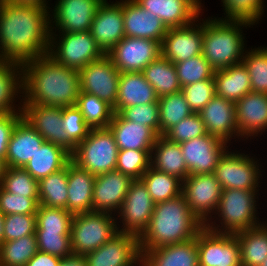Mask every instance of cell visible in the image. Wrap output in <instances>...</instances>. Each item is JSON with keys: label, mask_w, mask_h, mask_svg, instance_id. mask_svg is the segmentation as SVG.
<instances>
[{"label": "cell", "mask_w": 267, "mask_h": 266, "mask_svg": "<svg viewBox=\"0 0 267 266\" xmlns=\"http://www.w3.org/2000/svg\"><path fill=\"white\" fill-rule=\"evenodd\" d=\"M50 7L0 1V59L23 65L47 55Z\"/></svg>", "instance_id": "6da1fadb"}, {"label": "cell", "mask_w": 267, "mask_h": 266, "mask_svg": "<svg viewBox=\"0 0 267 266\" xmlns=\"http://www.w3.org/2000/svg\"><path fill=\"white\" fill-rule=\"evenodd\" d=\"M22 67V104L76 106L81 92L78 70L57 63L48 54L26 62Z\"/></svg>", "instance_id": "7a4b0ae2"}, {"label": "cell", "mask_w": 267, "mask_h": 266, "mask_svg": "<svg viewBox=\"0 0 267 266\" xmlns=\"http://www.w3.org/2000/svg\"><path fill=\"white\" fill-rule=\"evenodd\" d=\"M204 224L190 211L183 194L154 205L150 222L138 238L140 249H154L196 238Z\"/></svg>", "instance_id": "3957f363"}, {"label": "cell", "mask_w": 267, "mask_h": 266, "mask_svg": "<svg viewBox=\"0 0 267 266\" xmlns=\"http://www.w3.org/2000/svg\"><path fill=\"white\" fill-rule=\"evenodd\" d=\"M253 25L243 20L203 19L202 56L215 71L242 62L246 52L242 29Z\"/></svg>", "instance_id": "277c9868"}, {"label": "cell", "mask_w": 267, "mask_h": 266, "mask_svg": "<svg viewBox=\"0 0 267 266\" xmlns=\"http://www.w3.org/2000/svg\"><path fill=\"white\" fill-rule=\"evenodd\" d=\"M259 190L223 189L214 214L221 224L209 220L204 226L218 233L236 234L261 225L256 207ZM211 221V222H210ZM217 226V227H216ZM220 227V228H219Z\"/></svg>", "instance_id": "5b68a950"}, {"label": "cell", "mask_w": 267, "mask_h": 266, "mask_svg": "<svg viewBox=\"0 0 267 266\" xmlns=\"http://www.w3.org/2000/svg\"><path fill=\"white\" fill-rule=\"evenodd\" d=\"M118 147L110 129L94 128L71 154V161L79 168L100 175L116 170Z\"/></svg>", "instance_id": "8992f818"}, {"label": "cell", "mask_w": 267, "mask_h": 266, "mask_svg": "<svg viewBox=\"0 0 267 266\" xmlns=\"http://www.w3.org/2000/svg\"><path fill=\"white\" fill-rule=\"evenodd\" d=\"M113 214L89 211L73 217L70 231L73 254L85 255L112 239L118 230Z\"/></svg>", "instance_id": "52a82bcc"}, {"label": "cell", "mask_w": 267, "mask_h": 266, "mask_svg": "<svg viewBox=\"0 0 267 266\" xmlns=\"http://www.w3.org/2000/svg\"><path fill=\"white\" fill-rule=\"evenodd\" d=\"M48 55L67 68L80 71L90 62L100 59L104 54L97 47L90 31L59 32L58 35L53 30L50 31Z\"/></svg>", "instance_id": "ba28073f"}, {"label": "cell", "mask_w": 267, "mask_h": 266, "mask_svg": "<svg viewBox=\"0 0 267 266\" xmlns=\"http://www.w3.org/2000/svg\"><path fill=\"white\" fill-rule=\"evenodd\" d=\"M237 152H230L228 149L220 157L213 173L216 180L222 190H259V178L262 176L259 166L262 165L255 158Z\"/></svg>", "instance_id": "9c48e42d"}, {"label": "cell", "mask_w": 267, "mask_h": 266, "mask_svg": "<svg viewBox=\"0 0 267 266\" xmlns=\"http://www.w3.org/2000/svg\"><path fill=\"white\" fill-rule=\"evenodd\" d=\"M221 191L220 183L214 174H191L182 181V194L188 207L204 225L212 220Z\"/></svg>", "instance_id": "30bf717a"}, {"label": "cell", "mask_w": 267, "mask_h": 266, "mask_svg": "<svg viewBox=\"0 0 267 266\" xmlns=\"http://www.w3.org/2000/svg\"><path fill=\"white\" fill-rule=\"evenodd\" d=\"M154 205L142 180H133L118 212L119 216L117 215L123 227L120 228L118 224L119 232L130 233L139 238L149 225Z\"/></svg>", "instance_id": "8fae6325"}, {"label": "cell", "mask_w": 267, "mask_h": 266, "mask_svg": "<svg viewBox=\"0 0 267 266\" xmlns=\"http://www.w3.org/2000/svg\"><path fill=\"white\" fill-rule=\"evenodd\" d=\"M199 266H241L240 245L234 234L205 226L197 234Z\"/></svg>", "instance_id": "7c38bea8"}, {"label": "cell", "mask_w": 267, "mask_h": 266, "mask_svg": "<svg viewBox=\"0 0 267 266\" xmlns=\"http://www.w3.org/2000/svg\"><path fill=\"white\" fill-rule=\"evenodd\" d=\"M106 55L120 73L142 72L161 55V43L146 38L124 37Z\"/></svg>", "instance_id": "4fadbf2b"}, {"label": "cell", "mask_w": 267, "mask_h": 266, "mask_svg": "<svg viewBox=\"0 0 267 266\" xmlns=\"http://www.w3.org/2000/svg\"><path fill=\"white\" fill-rule=\"evenodd\" d=\"M79 76L82 92L95 95L112 107L116 105L120 72L107 55L90 62Z\"/></svg>", "instance_id": "5bb4252c"}, {"label": "cell", "mask_w": 267, "mask_h": 266, "mask_svg": "<svg viewBox=\"0 0 267 266\" xmlns=\"http://www.w3.org/2000/svg\"><path fill=\"white\" fill-rule=\"evenodd\" d=\"M87 266H141L138 237L117 233L98 249L84 255Z\"/></svg>", "instance_id": "9a60e30c"}, {"label": "cell", "mask_w": 267, "mask_h": 266, "mask_svg": "<svg viewBox=\"0 0 267 266\" xmlns=\"http://www.w3.org/2000/svg\"><path fill=\"white\" fill-rule=\"evenodd\" d=\"M180 146L189 175L213 174L220 157L228 149L227 142L208 133L182 142Z\"/></svg>", "instance_id": "2e32d148"}, {"label": "cell", "mask_w": 267, "mask_h": 266, "mask_svg": "<svg viewBox=\"0 0 267 266\" xmlns=\"http://www.w3.org/2000/svg\"><path fill=\"white\" fill-rule=\"evenodd\" d=\"M56 2L54 9L50 10L52 11L50 31L55 28V32L56 29L59 30L58 32H85L90 31L97 8L103 0H58Z\"/></svg>", "instance_id": "e0dca14e"}, {"label": "cell", "mask_w": 267, "mask_h": 266, "mask_svg": "<svg viewBox=\"0 0 267 266\" xmlns=\"http://www.w3.org/2000/svg\"><path fill=\"white\" fill-rule=\"evenodd\" d=\"M23 118L44 138L59 145L70 154L75 146L67 139L62 128L63 107L22 104Z\"/></svg>", "instance_id": "ac0fdd59"}, {"label": "cell", "mask_w": 267, "mask_h": 266, "mask_svg": "<svg viewBox=\"0 0 267 266\" xmlns=\"http://www.w3.org/2000/svg\"><path fill=\"white\" fill-rule=\"evenodd\" d=\"M183 27L168 28L161 43V55L172 63L183 62L202 54L203 19Z\"/></svg>", "instance_id": "d6986e66"}, {"label": "cell", "mask_w": 267, "mask_h": 266, "mask_svg": "<svg viewBox=\"0 0 267 266\" xmlns=\"http://www.w3.org/2000/svg\"><path fill=\"white\" fill-rule=\"evenodd\" d=\"M90 33L104 55L125 37L122 0L115 3L103 0L93 18Z\"/></svg>", "instance_id": "ffe728a7"}, {"label": "cell", "mask_w": 267, "mask_h": 266, "mask_svg": "<svg viewBox=\"0 0 267 266\" xmlns=\"http://www.w3.org/2000/svg\"><path fill=\"white\" fill-rule=\"evenodd\" d=\"M132 181L133 179L129 175L118 170L97 175L93 185L92 211L116 216Z\"/></svg>", "instance_id": "44dd1931"}, {"label": "cell", "mask_w": 267, "mask_h": 266, "mask_svg": "<svg viewBox=\"0 0 267 266\" xmlns=\"http://www.w3.org/2000/svg\"><path fill=\"white\" fill-rule=\"evenodd\" d=\"M206 133L229 143L239 137L235 103L215 95L200 111Z\"/></svg>", "instance_id": "7402d4cb"}, {"label": "cell", "mask_w": 267, "mask_h": 266, "mask_svg": "<svg viewBox=\"0 0 267 266\" xmlns=\"http://www.w3.org/2000/svg\"><path fill=\"white\" fill-rule=\"evenodd\" d=\"M125 37L146 38L162 43L168 28L153 13L134 0H122Z\"/></svg>", "instance_id": "603a6c76"}, {"label": "cell", "mask_w": 267, "mask_h": 266, "mask_svg": "<svg viewBox=\"0 0 267 266\" xmlns=\"http://www.w3.org/2000/svg\"><path fill=\"white\" fill-rule=\"evenodd\" d=\"M238 134L241 138L257 137L267 129V94L249 92L235 103ZM252 136V137H251Z\"/></svg>", "instance_id": "cb8c5ba5"}, {"label": "cell", "mask_w": 267, "mask_h": 266, "mask_svg": "<svg viewBox=\"0 0 267 266\" xmlns=\"http://www.w3.org/2000/svg\"><path fill=\"white\" fill-rule=\"evenodd\" d=\"M141 266H199L197 236L186 242L140 249Z\"/></svg>", "instance_id": "d4e9b609"}, {"label": "cell", "mask_w": 267, "mask_h": 266, "mask_svg": "<svg viewBox=\"0 0 267 266\" xmlns=\"http://www.w3.org/2000/svg\"><path fill=\"white\" fill-rule=\"evenodd\" d=\"M44 142V138L22 117L9 140L6 166L24 168Z\"/></svg>", "instance_id": "484cf974"}, {"label": "cell", "mask_w": 267, "mask_h": 266, "mask_svg": "<svg viewBox=\"0 0 267 266\" xmlns=\"http://www.w3.org/2000/svg\"><path fill=\"white\" fill-rule=\"evenodd\" d=\"M118 150H151L158 135L148 126L133 123L114 112L108 125Z\"/></svg>", "instance_id": "4316f807"}, {"label": "cell", "mask_w": 267, "mask_h": 266, "mask_svg": "<svg viewBox=\"0 0 267 266\" xmlns=\"http://www.w3.org/2000/svg\"><path fill=\"white\" fill-rule=\"evenodd\" d=\"M154 102H158V96L142 72L120 73L114 112L118 113L122 108Z\"/></svg>", "instance_id": "83f0119b"}, {"label": "cell", "mask_w": 267, "mask_h": 266, "mask_svg": "<svg viewBox=\"0 0 267 266\" xmlns=\"http://www.w3.org/2000/svg\"><path fill=\"white\" fill-rule=\"evenodd\" d=\"M95 175L79 168L75 163H68V199L67 211L81 214L93 209V185Z\"/></svg>", "instance_id": "f1b7e54d"}, {"label": "cell", "mask_w": 267, "mask_h": 266, "mask_svg": "<svg viewBox=\"0 0 267 266\" xmlns=\"http://www.w3.org/2000/svg\"><path fill=\"white\" fill-rule=\"evenodd\" d=\"M143 9L155 14L167 28L183 27L200 14L186 0H134Z\"/></svg>", "instance_id": "f546056e"}, {"label": "cell", "mask_w": 267, "mask_h": 266, "mask_svg": "<svg viewBox=\"0 0 267 266\" xmlns=\"http://www.w3.org/2000/svg\"><path fill=\"white\" fill-rule=\"evenodd\" d=\"M150 166L181 181L189 176L180 144L171 142L162 135L157 137L151 149Z\"/></svg>", "instance_id": "4dcf8cb0"}, {"label": "cell", "mask_w": 267, "mask_h": 266, "mask_svg": "<svg viewBox=\"0 0 267 266\" xmlns=\"http://www.w3.org/2000/svg\"><path fill=\"white\" fill-rule=\"evenodd\" d=\"M213 78L216 95L234 103L252 92L250 76L242 62L214 71Z\"/></svg>", "instance_id": "1f68e13d"}, {"label": "cell", "mask_w": 267, "mask_h": 266, "mask_svg": "<svg viewBox=\"0 0 267 266\" xmlns=\"http://www.w3.org/2000/svg\"><path fill=\"white\" fill-rule=\"evenodd\" d=\"M71 161V154L63 147L45 141L24 169L38 182L63 169Z\"/></svg>", "instance_id": "d6a6232c"}, {"label": "cell", "mask_w": 267, "mask_h": 266, "mask_svg": "<svg viewBox=\"0 0 267 266\" xmlns=\"http://www.w3.org/2000/svg\"><path fill=\"white\" fill-rule=\"evenodd\" d=\"M18 97L23 98V67L0 59V114L22 112V103L18 106L14 102Z\"/></svg>", "instance_id": "836d02e7"}, {"label": "cell", "mask_w": 267, "mask_h": 266, "mask_svg": "<svg viewBox=\"0 0 267 266\" xmlns=\"http://www.w3.org/2000/svg\"><path fill=\"white\" fill-rule=\"evenodd\" d=\"M234 235L240 245L241 266H259L267 257V223Z\"/></svg>", "instance_id": "e575fe53"}, {"label": "cell", "mask_w": 267, "mask_h": 266, "mask_svg": "<svg viewBox=\"0 0 267 266\" xmlns=\"http://www.w3.org/2000/svg\"><path fill=\"white\" fill-rule=\"evenodd\" d=\"M142 73L147 82L153 86L158 98L181 91L174 63L162 55L144 68Z\"/></svg>", "instance_id": "d590c367"}, {"label": "cell", "mask_w": 267, "mask_h": 266, "mask_svg": "<svg viewBox=\"0 0 267 266\" xmlns=\"http://www.w3.org/2000/svg\"><path fill=\"white\" fill-rule=\"evenodd\" d=\"M39 205L67 210L68 164L38 182Z\"/></svg>", "instance_id": "8d00e7d4"}, {"label": "cell", "mask_w": 267, "mask_h": 266, "mask_svg": "<svg viewBox=\"0 0 267 266\" xmlns=\"http://www.w3.org/2000/svg\"><path fill=\"white\" fill-rule=\"evenodd\" d=\"M141 180L146 185L155 204L182 194V181L179 178L154 169L151 166L142 175Z\"/></svg>", "instance_id": "74e56055"}, {"label": "cell", "mask_w": 267, "mask_h": 266, "mask_svg": "<svg viewBox=\"0 0 267 266\" xmlns=\"http://www.w3.org/2000/svg\"><path fill=\"white\" fill-rule=\"evenodd\" d=\"M76 107L91 129L107 128L114 114L113 107L106 101L82 91L77 98Z\"/></svg>", "instance_id": "f35d334b"}, {"label": "cell", "mask_w": 267, "mask_h": 266, "mask_svg": "<svg viewBox=\"0 0 267 266\" xmlns=\"http://www.w3.org/2000/svg\"><path fill=\"white\" fill-rule=\"evenodd\" d=\"M160 136L193 112L182 91L158 98Z\"/></svg>", "instance_id": "ab89813d"}, {"label": "cell", "mask_w": 267, "mask_h": 266, "mask_svg": "<svg viewBox=\"0 0 267 266\" xmlns=\"http://www.w3.org/2000/svg\"><path fill=\"white\" fill-rule=\"evenodd\" d=\"M38 252L36 235H26L0 245V266H25Z\"/></svg>", "instance_id": "60d3db41"}, {"label": "cell", "mask_w": 267, "mask_h": 266, "mask_svg": "<svg viewBox=\"0 0 267 266\" xmlns=\"http://www.w3.org/2000/svg\"><path fill=\"white\" fill-rule=\"evenodd\" d=\"M74 215L66 209L39 205L36 211V231L70 234Z\"/></svg>", "instance_id": "b9f144b4"}, {"label": "cell", "mask_w": 267, "mask_h": 266, "mask_svg": "<svg viewBox=\"0 0 267 266\" xmlns=\"http://www.w3.org/2000/svg\"><path fill=\"white\" fill-rule=\"evenodd\" d=\"M242 63L250 76L252 91L267 94V47L246 49Z\"/></svg>", "instance_id": "7bdbcfd3"}, {"label": "cell", "mask_w": 267, "mask_h": 266, "mask_svg": "<svg viewBox=\"0 0 267 266\" xmlns=\"http://www.w3.org/2000/svg\"><path fill=\"white\" fill-rule=\"evenodd\" d=\"M1 187L13 195L39 198V185L24 168L6 167Z\"/></svg>", "instance_id": "ee69618b"}, {"label": "cell", "mask_w": 267, "mask_h": 266, "mask_svg": "<svg viewBox=\"0 0 267 266\" xmlns=\"http://www.w3.org/2000/svg\"><path fill=\"white\" fill-rule=\"evenodd\" d=\"M224 7L223 20H243L252 24L259 23L264 14V0H221Z\"/></svg>", "instance_id": "f6af8a7d"}, {"label": "cell", "mask_w": 267, "mask_h": 266, "mask_svg": "<svg viewBox=\"0 0 267 266\" xmlns=\"http://www.w3.org/2000/svg\"><path fill=\"white\" fill-rule=\"evenodd\" d=\"M150 153L151 150H118L116 170L133 180L141 179L150 167Z\"/></svg>", "instance_id": "bcb514c9"}, {"label": "cell", "mask_w": 267, "mask_h": 266, "mask_svg": "<svg viewBox=\"0 0 267 266\" xmlns=\"http://www.w3.org/2000/svg\"><path fill=\"white\" fill-rule=\"evenodd\" d=\"M174 65L181 87L211 79L215 71L202 54L183 62L174 63Z\"/></svg>", "instance_id": "7dc6e473"}, {"label": "cell", "mask_w": 267, "mask_h": 266, "mask_svg": "<svg viewBox=\"0 0 267 266\" xmlns=\"http://www.w3.org/2000/svg\"><path fill=\"white\" fill-rule=\"evenodd\" d=\"M205 134L207 133L200 114L192 113L168 129L162 136L171 142L180 144Z\"/></svg>", "instance_id": "c3c4849f"}, {"label": "cell", "mask_w": 267, "mask_h": 266, "mask_svg": "<svg viewBox=\"0 0 267 266\" xmlns=\"http://www.w3.org/2000/svg\"><path fill=\"white\" fill-rule=\"evenodd\" d=\"M181 91L192 112L200 113V111L216 95L214 78L212 77L211 79L201 80L186 85L181 88Z\"/></svg>", "instance_id": "681fc988"}, {"label": "cell", "mask_w": 267, "mask_h": 266, "mask_svg": "<svg viewBox=\"0 0 267 266\" xmlns=\"http://www.w3.org/2000/svg\"><path fill=\"white\" fill-rule=\"evenodd\" d=\"M118 113L128 121L148 126L160 136L158 102L122 108Z\"/></svg>", "instance_id": "f907efd6"}, {"label": "cell", "mask_w": 267, "mask_h": 266, "mask_svg": "<svg viewBox=\"0 0 267 266\" xmlns=\"http://www.w3.org/2000/svg\"><path fill=\"white\" fill-rule=\"evenodd\" d=\"M62 128L67 139L75 147L88 136L91 130L76 106L63 107Z\"/></svg>", "instance_id": "816d5d0a"}, {"label": "cell", "mask_w": 267, "mask_h": 266, "mask_svg": "<svg viewBox=\"0 0 267 266\" xmlns=\"http://www.w3.org/2000/svg\"><path fill=\"white\" fill-rule=\"evenodd\" d=\"M36 214H8L4 218V241L35 235Z\"/></svg>", "instance_id": "f5cc1de1"}, {"label": "cell", "mask_w": 267, "mask_h": 266, "mask_svg": "<svg viewBox=\"0 0 267 266\" xmlns=\"http://www.w3.org/2000/svg\"><path fill=\"white\" fill-rule=\"evenodd\" d=\"M38 251L65 258L73 254L70 234L35 232Z\"/></svg>", "instance_id": "db71d44e"}, {"label": "cell", "mask_w": 267, "mask_h": 266, "mask_svg": "<svg viewBox=\"0 0 267 266\" xmlns=\"http://www.w3.org/2000/svg\"><path fill=\"white\" fill-rule=\"evenodd\" d=\"M39 198H29L8 193L0 186V212L8 214H36Z\"/></svg>", "instance_id": "11a10c76"}, {"label": "cell", "mask_w": 267, "mask_h": 266, "mask_svg": "<svg viewBox=\"0 0 267 266\" xmlns=\"http://www.w3.org/2000/svg\"><path fill=\"white\" fill-rule=\"evenodd\" d=\"M22 117V112L0 114V159L5 163L11 134Z\"/></svg>", "instance_id": "9f6ffc18"}, {"label": "cell", "mask_w": 267, "mask_h": 266, "mask_svg": "<svg viewBox=\"0 0 267 266\" xmlns=\"http://www.w3.org/2000/svg\"><path fill=\"white\" fill-rule=\"evenodd\" d=\"M61 258L38 251L25 266H59Z\"/></svg>", "instance_id": "6f0895ef"}, {"label": "cell", "mask_w": 267, "mask_h": 266, "mask_svg": "<svg viewBox=\"0 0 267 266\" xmlns=\"http://www.w3.org/2000/svg\"><path fill=\"white\" fill-rule=\"evenodd\" d=\"M59 266H87V261L84 255L72 254L61 258Z\"/></svg>", "instance_id": "680465c9"}, {"label": "cell", "mask_w": 267, "mask_h": 266, "mask_svg": "<svg viewBox=\"0 0 267 266\" xmlns=\"http://www.w3.org/2000/svg\"><path fill=\"white\" fill-rule=\"evenodd\" d=\"M13 3H22V4H34V5H42L44 7H49L47 4V0H8Z\"/></svg>", "instance_id": "91938a15"}, {"label": "cell", "mask_w": 267, "mask_h": 266, "mask_svg": "<svg viewBox=\"0 0 267 266\" xmlns=\"http://www.w3.org/2000/svg\"><path fill=\"white\" fill-rule=\"evenodd\" d=\"M199 14L202 13L203 5L200 0H186ZM202 5V6H201Z\"/></svg>", "instance_id": "94428289"}, {"label": "cell", "mask_w": 267, "mask_h": 266, "mask_svg": "<svg viewBox=\"0 0 267 266\" xmlns=\"http://www.w3.org/2000/svg\"><path fill=\"white\" fill-rule=\"evenodd\" d=\"M4 218L5 215L0 212V245L4 242Z\"/></svg>", "instance_id": "6125c7cd"}, {"label": "cell", "mask_w": 267, "mask_h": 266, "mask_svg": "<svg viewBox=\"0 0 267 266\" xmlns=\"http://www.w3.org/2000/svg\"><path fill=\"white\" fill-rule=\"evenodd\" d=\"M6 167L7 166H6L5 161L0 159V186L2 183V179H3L4 173H5Z\"/></svg>", "instance_id": "be15d7a7"}, {"label": "cell", "mask_w": 267, "mask_h": 266, "mask_svg": "<svg viewBox=\"0 0 267 266\" xmlns=\"http://www.w3.org/2000/svg\"><path fill=\"white\" fill-rule=\"evenodd\" d=\"M259 266H267V257L265 258V260H263V262Z\"/></svg>", "instance_id": "e7e4bbea"}]
</instances>
